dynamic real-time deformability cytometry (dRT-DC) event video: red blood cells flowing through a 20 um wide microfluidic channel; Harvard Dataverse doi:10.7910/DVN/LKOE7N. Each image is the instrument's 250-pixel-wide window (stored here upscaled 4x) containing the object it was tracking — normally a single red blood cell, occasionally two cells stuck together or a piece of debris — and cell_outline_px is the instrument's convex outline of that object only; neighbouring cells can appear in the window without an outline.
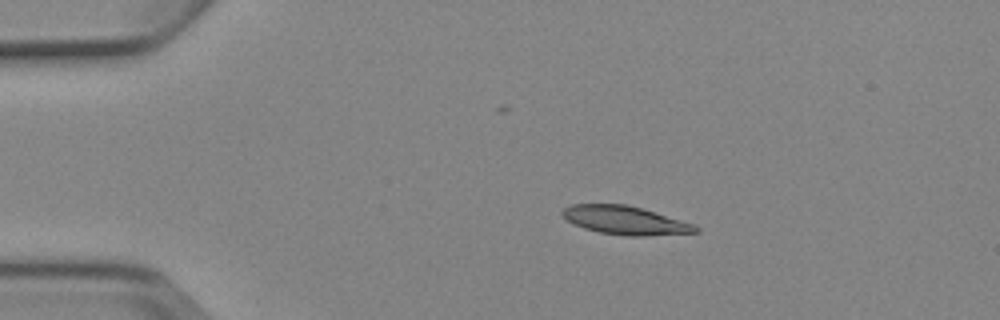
{"species": "Egyptian fruit bat (a non-hibernating species)", "species_latin": "Rousettus aegyptiacus", "temperature_condition": "cold", "stored_images_in_passage": 6, "camera_frame_rate_fps": 3000, "um_per_image_px": 0.085, "animal": {"sex": "female"}, "frame": {"image": 1, "passage_image": 1, "time_ms": 0.0, "image_size_px": [1000, 320], "cell_outline_px": [[700, 232], [644, 236], [628, 236], [600, 232], [584, 228], [568, 220], [560, 212], [564, 208], [572, 204], [624, 204], [640, 208], [696, 224], [700, 228]], "centroid_in_image_um": [53.19, 18.73], "position_along_channel_um": 31.8, "area_um2": 21.91}}
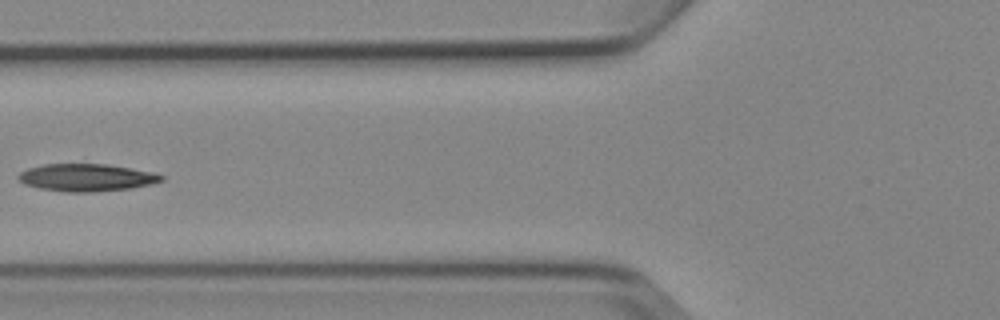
{"frame": {"image": 2, "passage_image": 4, "time_ms": 3.667, "image_size_px": [1000, 320], "cell_outline_px": [[164, 180], [132, 188], [92, 192], [68, 192], [40, 188], [24, 184], [16, 176], [20, 172], [28, 168], [44, 164], [108, 164], [156, 172], [164, 176]], "centroid_in_image_um": [7.37, 15.08], "position_along_channel_um": 118.4, "area_um2": 22.89}}
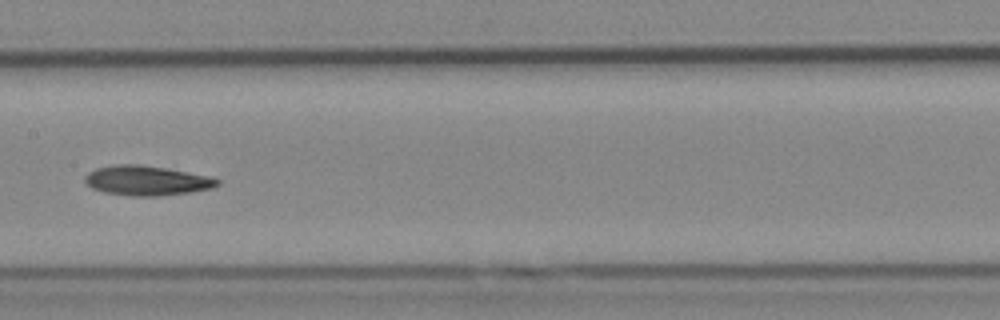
{"frame": {"image": 3, "passage_image": 6, "time_ms": 5.667, "image_size_px": [1000, 320], "cell_outline_px": [[220, 184], [212, 188], [188, 192], [160, 196], [132, 196], [104, 192], [92, 188], [84, 180], [84, 176], [88, 172], [96, 168], [112, 164], [140, 164], [168, 168], [212, 176], [220, 180]], "centroid_in_image_um": [12.48, 15.33], "position_along_channel_um": 194.9, "area_um2": 23.18}}